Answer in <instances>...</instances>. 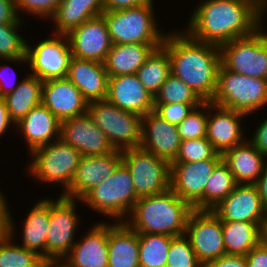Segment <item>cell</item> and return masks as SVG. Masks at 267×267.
I'll return each mask as SVG.
<instances>
[{"label": "cell", "mask_w": 267, "mask_h": 267, "mask_svg": "<svg viewBox=\"0 0 267 267\" xmlns=\"http://www.w3.org/2000/svg\"><path fill=\"white\" fill-rule=\"evenodd\" d=\"M162 46L173 75L187 84L203 102H211L221 65L220 47L193 39L187 32L165 35Z\"/></svg>", "instance_id": "cell-1"}, {"label": "cell", "mask_w": 267, "mask_h": 267, "mask_svg": "<svg viewBox=\"0 0 267 267\" xmlns=\"http://www.w3.org/2000/svg\"><path fill=\"white\" fill-rule=\"evenodd\" d=\"M188 34L195 40L221 46L251 35L259 28L258 14L236 0H207L194 11Z\"/></svg>", "instance_id": "cell-2"}, {"label": "cell", "mask_w": 267, "mask_h": 267, "mask_svg": "<svg viewBox=\"0 0 267 267\" xmlns=\"http://www.w3.org/2000/svg\"><path fill=\"white\" fill-rule=\"evenodd\" d=\"M193 208L171 188L163 193L140 197L130 212L131 222H125L137 233L185 234Z\"/></svg>", "instance_id": "cell-3"}, {"label": "cell", "mask_w": 267, "mask_h": 267, "mask_svg": "<svg viewBox=\"0 0 267 267\" xmlns=\"http://www.w3.org/2000/svg\"><path fill=\"white\" fill-rule=\"evenodd\" d=\"M211 103L250 115L267 104V79L238 74L221 64Z\"/></svg>", "instance_id": "cell-4"}, {"label": "cell", "mask_w": 267, "mask_h": 267, "mask_svg": "<svg viewBox=\"0 0 267 267\" xmlns=\"http://www.w3.org/2000/svg\"><path fill=\"white\" fill-rule=\"evenodd\" d=\"M152 2L135 7L104 11V17L112 44L163 43L153 15Z\"/></svg>", "instance_id": "cell-5"}, {"label": "cell", "mask_w": 267, "mask_h": 267, "mask_svg": "<svg viewBox=\"0 0 267 267\" xmlns=\"http://www.w3.org/2000/svg\"><path fill=\"white\" fill-rule=\"evenodd\" d=\"M140 197L136 194L130 170L121 162L114 172L93 188L83 199L95 211L114 220L130 214ZM118 218V219H117Z\"/></svg>", "instance_id": "cell-6"}, {"label": "cell", "mask_w": 267, "mask_h": 267, "mask_svg": "<svg viewBox=\"0 0 267 267\" xmlns=\"http://www.w3.org/2000/svg\"><path fill=\"white\" fill-rule=\"evenodd\" d=\"M88 113L96 126L107 136L116 150L137 148L141 145L142 116L121 110L107 100L88 104Z\"/></svg>", "instance_id": "cell-7"}, {"label": "cell", "mask_w": 267, "mask_h": 267, "mask_svg": "<svg viewBox=\"0 0 267 267\" xmlns=\"http://www.w3.org/2000/svg\"><path fill=\"white\" fill-rule=\"evenodd\" d=\"M262 31L221 45V64L238 74L267 79V34Z\"/></svg>", "instance_id": "cell-8"}, {"label": "cell", "mask_w": 267, "mask_h": 267, "mask_svg": "<svg viewBox=\"0 0 267 267\" xmlns=\"http://www.w3.org/2000/svg\"><path fill=\"white\" fill-rule=\"evenodd\" d=\"M122 162L130 170L139 197L170 189L171 164L141 147L121 151Z\"/></svg>", "instance_id": "cell-9"}, {"label": "cell", "mask_w": 267, "mask_h": 267, "mask_svg": "<svg viewBox=\"0 0 267 267\" xmlns=\"http://www.w3.org/2000/svg\"><path fill=\"white\" fill-rule=\"evenodd\" d=\"M31 172L47 183H60L68 190L82 157L80 152L61 138L31 152Z\"/></svg>", "instance_id": "cell-10"}, {"label": "cell", "mask_w": 267, "mask_h": 267, "mask_svg": "<svg viewBox=\"0 0 267 267\" xmlns=\"http://www.w3.org/2000/svg\"><path fill=\"white\" fill-rule=\"evenodd\" d=\"M185 234L198 261L204 267L226 254L222 221L212 210L193 209L187 219Z\"/></svg>", "instance_id": "cell-11"}, {"label": "cell", "mask_w": 267, "mask_h": 267, "mask_svg": "<svg viewBox=\"0 0 267 267\" xmlns=\"http://www.w3.org/2000/svg\"><path fill=\"white\" fill-rule=\"evenodd\" d=\"M56 38L40 41L32 49L26 45V57L32 69L31 75L41 81L66 78L72 52L66 34H55Z\"/></svg>", "instance_id": "cell-12"}, {"label": "cell", "mask_w": 267, "mask_h": 267, "mask_svg": "<svg viewBox=\"0 0 267 267\" xmlns=\"http://www.w3.org/2000/svg\"><path fill=\"white\" fill-rule=\"evenodd\" d=\"M222 159L172 162L170 188L193 209L204 210V188L215 166Z\"/></svg>", "instance_id": "cell-13"}, {"label": "cell", "mask_w": 267, "mask_h": 267, "mask_svg": "<svg viewBox=\"0 0 267 267\" xmlns=\"http://www.w3.org/2000/svg\"><path fill=\"white\" fill-rule=\"evenodd\" d=\"M75 200L61 195L56 200H50V223L47 231L46 258L64 259L72 249L74 232L78 224L75 211ZM74 235V236H73Z\"/></svg>", "instance_id": "cell-14"}, {"label": "cell", "mask_w": 267, "mask_h": 267, "mask_svg": "<svg viewBox=\"0 0 267 267\" xmlns=\"http://www.w3.org/2000/svg\"><path fill=\"white\" fill-rule=\"evenodd\" d=\"M72 57L103 63L112 47L107 24L102 15L83 22L66 34Z\"/></svg>", "instance_id": "cell-15"}, {"label": "cell", "mask_w": 267, "mask_h": 267, "mask_svg": "<svg viewBox=\"0 0 267 267\" xmlns=\"http://www.w3.org/2000/svg\"><path fill=\"white\" fill-rule=\"evenodd\" d=\"M212 211L220 220L257 223L263 229L267 223V211L255 184H237Z\"/></svg>", "instance_id": "cell-16"}, {"label": "cell", "mask_w": 267, "mask_h": 267, "mask_svg": "<svg viewBox=\"0 0 267 267\" xmlns=\"http://www.w3.org/2000/svg\"><path fill=\"white\" fill-rule=\"evenodd\" d=\"M60 138L82 156H101L115 150L88 112L62 121Z\"/></svg>", "instance_id": "cell-17"}, {"label": "cell", "mask_w": 267, "mask_h": 267, "mask_svg": "<svg viewBox=\"0 0 267 267\" xmlns=\"http://www.w3.org/2000/svg\"><path fill=\"white\" fill-rule=\"evenodd\" d=\"M122 162L121 150L101 156H82L68 190L63 196L82 200L93 188L109 177Z\"/></svg>", "instance_id": "cell-18"}, {"label": "cell", "mask_w": 267, "mask_h": 267, "mask_svg": "<svg viewBox=\"0 0 267 267\" xmlns=\"http://www.w3.org/2000/svg\"><path fill=\"white\" fill-rule=\"evenodd\" d=\"M41 103L61 122L88 112L89 104L67 77L43 81Z\"/></svg>", "instance_id": "cell-19"}, {"label": "cell", "mask_w": 267, "mask_h": 267, "mask_svg": "<svg viewBox=\"0 0 267 267\" xmlns=\"http://www.w3.org/2000/svg\"><path fill=\"white\" fill-rule=\"evenodd\" d=\"M180 144L176 125L164 120L154 111L142 116L141 148L171 164L178 154Z\"/></svg>", "instance_id": "cell-20"}, {"label": "cell", "mask_w": 267, "mask_h": 267, "mask_svg": "<svg viewBox=\"0 0 267 267\" xmlns=\"http://www.w3.org/2000/svg\"><path fill=\"white\" fill-rule=\"evenodd\" d=\"M202 108L203 110L213 111V109H216L218 111L207 118L206 138L219 154H223L228 149L246 141L242 139L243 135L239 123V119L246 114L211 102H203L201 104Z\"/></svg>", "instance_id": "cell-21"}, {"label": "cell", "mask_w": 267, "mask_h": 267, "mask_svg": "<svg viewBox=\"0 0 267 267\" xmlns=\"http://www.w3.org/2000/svg\"><path fill=\"white\" fill-rule=\"evenodd\" d=\"M106 100L121 110L141 116L154 111V98L136 74L109 77Z\"/></svg>", "instance_id": "cell-22"}, {"label": "cell", "mask_w": 267, "mask_h": 267, "mask_svg": "<svg viewBox=\"0 0 267 267\" xmlns=\"http://www.w3.org/2000/svg\"><path fill=\"white\" fill-rule=\"evenodd\" d=\"M67 78L89 103L106 100L109 77L103 63L72 57Z\"/></svg>", "instance_id": "cell-23"}, {"label": "cell", "mask_w": 267, "mask_h": 267, "mask_svg": "<svg viewBox=\"0 0 267 267\" xmlns=\"http://www.w3.org/2000/svg\"><path fill=\"white\" fill-rule=\"evenodd\" d=\"M65 257L70 267H108V224L94 226Z\"/></svg>", "instance_id": "cell-24"}, {"label": "cell", "mask_w": 267, "mask_h": 267, "mask_svg": "<svg viewBox=\"0 0 267 267\" xmlns=\"http://www.w3.org/2000/svg\"><path fill=\"white\" fill-rule=\"evenodd\" d=\"M16 124L21 128L31 152L48 144L53 135H56V140L60 138L61 121L42 103Z\"/></svg>", "instance_id": "cell-25"}, {"label": "cell", "mask_w": 267, "mask_h": 267, "mask_svg": "<svg viewBox=\"0 0 267 267\" xmlns=\"http://www.w3.org/2000/svg\"><path fill=\"white\" fill-rule=\"evenodd\" d=\"M162 44H113L103 62L108 77L136 74L152 51Z\"/></svg>", "instance_id": "cell-26"}, {"label": "cell", "mask_w": 267, "mask_h": 267, "mask_svg": "<svg viewBox=\"0 0 267 267\" xmlns=\"http://www.w3.org/2000/svg\"><path fill=\"white\" fill-rule=\"evenodd\" d=\"M264 158L248 140L222 154V160L228 165L238 184H254L266 165Z\"/></svg>", "instance_id": "cell-27"}, {"label": "cell", "mask_w": 267, "mask_h": 267, "mask_svg": "<svg viewBox=\"0 0 267 267\" xmlns=\"http://www.w3.org/2000/svg\"><path fill=\"white\" fill-rule=\"evenodd\" d=\"M108 267H140L138 233L125 221L108 224Z\"/></svg>", "instance_id": "cell-28"}, {"label": "cell", "mask_w": 267, "mask_h": 267, "mask_svg": "<svg viewBox=\"0 0 267 267\" xmlns=\"http://www.w3.org/2000/svg\"><path fill=\"white\" fill-rule=\"evenodd\" d=\"M104 12L103 0H61L52 15L58 34H67L83 22Z\"/></svg>", "instance_id": "cell-29"}, {"label": "cell", "mask_w": 267, "mask_h": 267, "mask_svg": "<svg viewBox=\"0 0 267 267\" xmlns=\"http://www.w3.org/2000/svg\"><path fill=\"white\" fill-rule=\"evenodd\" d=\"M221 221L226 254L246 256L264 238V229L257 223Z\"/></svg>", "instance_id": "cell-30"}, {"label": "cell", "mask_w": 267, "mask_h": 267, "mask_svg": "<svg viewBox=\"0 0 267 267\" xmlns=\"http://www.w3.org/2000/svg\"><path fill=\"white\" fill-rule=\"evenodd\" d=\"M22 246L46 258L47 231L50 223V200H41L25 219ZM42 251H40V250ZM39 250V252H38Z\"/></svg>", "instance_id": "cell-31"}, {"label": "cell", "mask_w": 267, "mask_h": 267, "mask_svg": "<svg viewBox=\"0 0 267 267\" xmlns=\"http://www.w3.org/2000/svg\"><path fill=\"white\" fill-rule=\"evenodd\" d=\"M42 84L43 81L36 76L27 75L13 92L2 97L14 123H18L35 106L41 104Z\"/></svg>", "instance_id": "cell-32"}, {"label": "cell", "mask_w": 267, "mask_h": 267, "mask_svg": "<svg viewBox=\"0 0 267 267\" xmlns=\"http://www.w3.org/2000/svg\"><path fill=\"white\" fill-rule=\"evenodd\" d=\"M170 73L169 54L163 46H160L154 49L144 64L138 68L136 76L148 93L155 98Z\"/></svg>", "instance_id": "cell-33"}, {"label": "cell", "mask_w": 267, "mask_h": 267, "mask_svg": "<svg viewBox=\"0 0 267 267\" xmlns=\"http://www.w3.org/2000/svg\"><path fill=\"white\" fill-rule=\"evenodd\" d=\"M172 237L167 234L138 233L139 266L166 267Z\"/></svg>", "instance_id": "cell-34"}, {"label": "cell", "mask_w": 267, "mask_h": 267, "mask_svg": "<svg viewBox=\"0 0 267 267\" xmlns=\"http://www.w3.org/2000/svg\"><path fill=\"white\" fill-rule=\"evenodd\" d=\"M228 165L221 160L214 168L204 188V210H212L237 186Z\"/></svg>", "instance_id": "cell-35"}, {"label": "cell", "mask_w": 267, "mask_h": 267, "mask_svg": "<svg viewBox=\"0 0 267 267\" xmlns=\"http://www.w3.org/2000/svg\"><path fill=\"white\" fill-rule=\"evenodd\" d=\"M7 210V233L0 238V267H31L41 257L23 246L12 244L13 221Z\"/></svg>", "instance_id": "cell-36"}, {"label": "cell", "mask_w": 267, "mask_h": 267, "mask_svg": "<svg viewBox=\"0 0 267 267\" xmlns=\"http://www.w3.org/2000/svg\"><path fill=\"white\" fill-rule=\"evenodd\" d=\"M202 104L203 101L181 79L170 73L154 98V104Z\"/></svg>", "instance_id": "cell-37"}, {"label": "cell", "mask_w": 267, "mask_h": 267, "mask_svg": "<svg viewBox=\"0 0 267 267\" xmlns=\"http://www.w3.org/2000/svg\"><path fill=\"white\" fill-rule=\"evenodd\" d=\"M20 17L14 23L0 24V59L28 62L26 41L17 33Z\"/></svg>", "instance_id": "cell-38"}, {"label": "cell", "mask_w": 267, "mask_h": 267, "mask_svg": "<svg viewBox=\"0 0 267 267\" xmlns=\"http://www.w3.org/2000/svg\"><path fill=\"white\" fill-rule=\"evenodd\" d=\"M206 159H222L206 137L181 141L178 154L173 162H197Z\"/></svg>", "instance_id": "cell-39"}, {"label": "cell", "mask_w": 267, "mask_h": 267, "mask_svg": "<svg viewBox=\"0 0 267 267\" xmlns=\"http://www.w3.org/2000/svg\"><path fill=\"white\" fill-rule=\"evenodd\" d=\"M166 267H204L197 259L186 235L173 236Z\"/></svg>", "instance_id": "cell-40"}, {"label": "cell", "mask_w": 267, "mask_h": 267, "mask_svg": "<svg viewBox=\"0 0 267 267\" xmlns=\"http://www.w3.org/2000/svg\"><path fill=\"white\" fill-rule=\"evenodd\" d=\"M200 107L201 105L193 108L188 116L177 125L181 141L206 137L207 117L209 115L200 112Z\"/></svg>", "instance_id": "cell-41"}, {"label": "cell", "mask_w": 267, "mask_h": 267, "mask_svg": "<svg viewBox=\"0 0 267 267\" xmlns=\"http://www.w3.org/2000/svg\"><path fill=\"white\" fill-rule=\"evenodd\" d=\"M199 105L201 104H154V112L164 120L177 126L193 108Z\"/></svg>", "instance_id": "cell-42"}, {"label": "cell", "mask_w": 267, "mask_h": 267, "mask_svg": "<svg viewBox=\"0 0 267 267\" xmlns=\"http://www.w3.org/2000/svg\"><path fill=\"white\" fill-rule=\"evenodd\" d=\"M61 0H15L16 10L18 12L25 10L28 14L52 17Z\"/></svg>", "instance_id": "cell-43"}, {"label": "cell", "mask_w": 267, "mask_h": 267, "mask_svg": "<svg viewBox=\"0 0 267 267\" xmlns=\"http://www.w3.org/2000/svg\"><path fill=\"white\" fill-rule=\"evenodd\" d=\"M245 257L247 267H267V243L262 240Z\"/></svg>", "instance_id": "cell-44"}, {"label": "cell", "mask_w": 267, "mask_h": 267, "mask_svg": "<svg viewBox=\"0 0 267 267\" xmlns=\"http://www.w3.org/2000/svg\"><path fill=\"white\" fill-rule=\"evenodd\" d=\"M205 267H247V262L244 255L224 254Z\"/></svg>", "instance_id": "cell-45"}, {"label": "cell", "mask_w": 267, "mask_h": 267, "mask_svg": "<svg viewBox=\"0 0 267 267\" xmlns=\"http://www.w3.org/2000/svg\"><path fill=\"white\" fill-rule=\"evenodd\" d=\"M15 0H0V24L14 23L17 15Z\"/></svg>", "instance_id": "cell-46"}, {"label": "cell", "mask_w": 267, "mask_h": 267, "mask_svg": "<svg viewBox=\"0 0 267 267\" xmlns=\"http://www.w3.org/2000/svg\"><path fill=\"white\" fill-rule=\"evenodd\" d=\"M251 144L264 156H267V119L256 129Z\"/></svg>", "instance_id": "cell-47"}, {"label": "cell", "mask_w": 267, "mask_h": 267, "mask_svg": "<svg viewBox=\"0 0 267 267\" xmlns=\"http://www.w3.org/2000/svg\"><path fill=\"white\" fill-rule=\"evenodd\" d=\"M104 11L122 10L135 7L144 3L152 2L153 0H103Z\"/></svg>", "instance_id": "cell-48"}, {"label": "cell", "mask_w": 267, "mask_h": 267, "mask_svg": "<svg viewBox=\"0 0 267 267\" xmlns=\"http://www.w3.org/2000/svg\"><path fill=\"white\" fill-rule=\"evenodd\" d=\"M257 187L261 202L267 211V163L259 176V179L254 183Z\"/></svg>", "instance_id": "cell-49"}, {"label": "cell", "mask_w": 267, "mask_h": 267, "mask_svg": "<svg viewBox=\"0 0 267 267\" xmlns=\"http://www.w3.org/2000/svg\"><path fill=\"white\" fill-rule=\"evenodd\" d=\"M11 122L14 123L8 112L5 100L0 97V136L8 129Z\"/></svg>", "instance_id": "cell-50"}, {"label": "cell", "mask_w": 267, "mask_h": 267, "mask_svg": "<svg viewBox=\"0 0 267 267\" xmlns=\"http://www.w3.org/2000/svg\"><path fill=\"white\" fill-rule=\"evenodd\" d=\"M239 2H243L247 4L250 8H252L257 14H258V24L261 25V19H262V14L265 11L264 7L267 8L266 3L267 0H236Z\"/></svg>", "instance_id": "cell-51"}, {"label": "cell", "mask_w": 267, "mask_h": 267, "mask_svg": "<svg viewBox=\"0 0 267 267\" xmlns=\"http://www.w3.org/2000/svg\"><path fill=\"white\" fill-rule=\"evenodd\" d=\"M7 233V205L0 192V238Z\"/></svg>", "instance_id": "cell-52"}, {"label": "cell", "mask_w": 267, "mask_h": 267, "mask_svg": "<svg viewBox=\"0 0 267 267\" xmlns=\"http://www.w3.org/2000/svg\"><path fill=\"white\" fill-rule=\"evenodd\" d=\"M0 68H1V66H0ZM0 71H1V69H0ZM2 72H0V97H4L5 95H7V94H9V93H11V92H13L15 89H16V87L15 86H8V87H5V85L2 83L3 81H2V79H3V77H2ZM4 74V73H3ZM13 81V80H12ZM6 84V83H5ZM11 85V84H10ZM13 85V84H12ZM14 87V88H13Z\"/></svg>", "instance_id": "cell-53"}, {"label": "cell", "mask_w": 267, "mask_h": 267, "mask_svg": "<svg viewBox=\"0 0 267 267\" xmlns=\"http://www.w3.org/2000/svg\"><path fill=\"white\" fill-rule=\"evenodd\" d=\"M31 267H49V258L41 257Z\"/></svg>", "instance_id": "cell-54"}, {"label": "cell", "mask_w": 267, "mask_h": 267, "mask_svg": "<svg viewBox=\"0 0 267 267\" xmlns=\"http://www.w3.org/2000/svg\"><path fill=\"white\" fill-rule=\"evenodd\" d=\"M58 261L60 260H55V259H51L49 258V267H70L67 263L66 264H57L59 263Z\"/></svg>", "instance_id": "cell-55"}, {"label": "cell", "mask_w": 267, "mask_h": 267, "mask_svg": "<svg viewBox=\"0 0 267 267\" xmlns=\"http://www.w3.org/2000/svg\"><path fill=\"white\" fill-rule=\"evenodd\" d=\"M263 240L267 243V223L265 224V227H264V238Z\"/></svg>", "instance_id": "cell-56"}]
</instances>
